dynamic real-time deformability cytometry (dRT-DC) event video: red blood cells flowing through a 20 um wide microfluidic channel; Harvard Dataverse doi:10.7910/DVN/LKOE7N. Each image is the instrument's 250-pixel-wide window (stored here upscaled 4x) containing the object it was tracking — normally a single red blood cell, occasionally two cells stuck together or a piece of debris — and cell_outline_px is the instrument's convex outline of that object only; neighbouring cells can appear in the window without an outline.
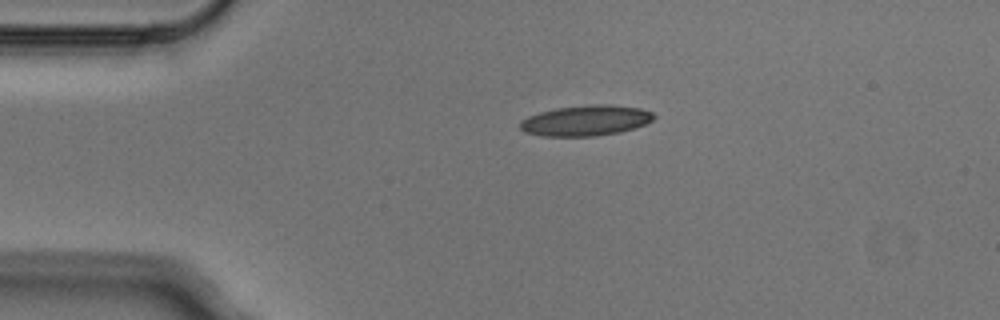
{"species": "Egyptian fruit bat (a non-hibernating species)", "species_latin": "Rousettus aegyptiacus", "temperature_condition": "cold", "stored_images_in_passage": 2, "camera_frame_rate_fps": 3000, "um_per_image_px": 0.085, "animal": {"sex": "male"}, "frame": {"image": 1, "passage_image": 1, "time_ms": 0.0, "image_size_px": [1000, 320], "cell_outline_px": [[656, 116], [652, 120], [644, 124], [620, 132], [596, 136], [544, 136], [524, 132], [520, 128], [520, 120], [528, 116], [540, 112], [556, 108], [592, 104], [608, 104], [640, 108], [652, 112]], "centroid_in_image_um": [49.77, 10.24], "position_along_channel_um": 35.2, "area_um2": 23.76}}